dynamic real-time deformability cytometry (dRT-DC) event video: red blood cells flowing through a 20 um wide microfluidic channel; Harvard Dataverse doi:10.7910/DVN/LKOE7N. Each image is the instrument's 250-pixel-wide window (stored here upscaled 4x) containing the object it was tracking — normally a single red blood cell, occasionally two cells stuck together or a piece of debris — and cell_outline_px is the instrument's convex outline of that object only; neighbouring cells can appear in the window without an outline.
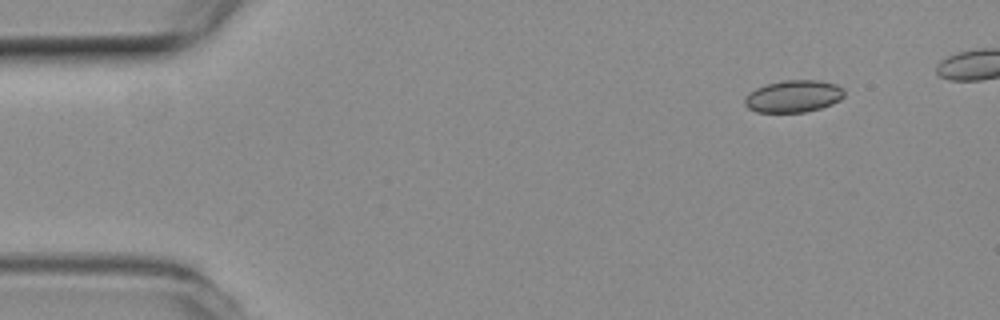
{"species": "common noctule bat (a hibernating species)", "species_latin": "Nyctalus noctula", "temperature_condition": "room temperature", "stored_images_in_passage": 43, "camera_frame_rate_fps": 3000, "um_per_image_px": 0.085, "animal": {"sex": "female", "body_mass_g": 19.3, "forearm_length_mm": 54.1}, "frame": {"image": 1, "passage_image": 1, "time_ms": 0.0, "image_size_px": [1000, 320], "cell_outline_px": [[844, 96], [840, 100], [832, 104], [820, 108], [804, 112], [756, 112], [748, 108], [744, 104], [744, 100], [756, 88], [768, 84], [784, 80], [816, 80], [836, 84], [844, 88]], "centroid_in_image_um": [67.48, 8.18], "position_along_channel_um": 17.5, "area_um2": 18.5}}
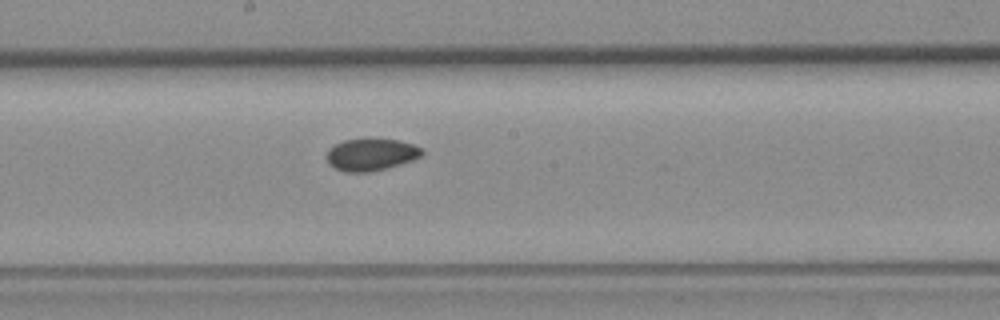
{"frame": {"image": 2, "passage_image": 24, "time_ms": 7.667, "image_size_px": [1000, 320], "cell_outline_px": [[424, 152], [420, 156], [412, 160], [400, 164], [372, 172], [344, 172], [328, 164], [328, 148], [344, 140], [396, 140], [412, 144], [420, 148]], "centroid_in_image_um": [31.52, 13.16], "position_along_channel_um": 216.7, "area_um2": 17.4}}
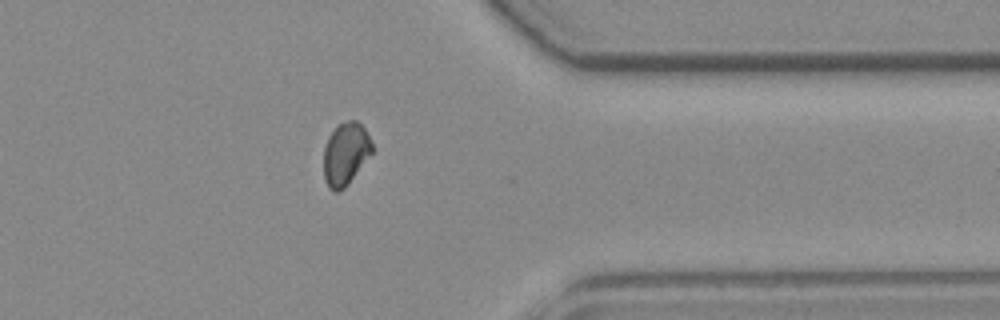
{"frame": {"image": 3, "passage_image": 38, "time_ms": 12.333, "image_size_px": [1000, 320], "cell_outline_px": [[372, 152], [348, 184], [344, 188], [336, 192], [332, 192], [328, 188], [324, 180], [324, 148], [328, 136], [340, 124], [348, 120], [356, 120], [364, 128], [372, 144]], "centroid_in_image_um": [29.35, 13.1], "position_along_channel_um": 382.1, "area_um2": 17.46}}